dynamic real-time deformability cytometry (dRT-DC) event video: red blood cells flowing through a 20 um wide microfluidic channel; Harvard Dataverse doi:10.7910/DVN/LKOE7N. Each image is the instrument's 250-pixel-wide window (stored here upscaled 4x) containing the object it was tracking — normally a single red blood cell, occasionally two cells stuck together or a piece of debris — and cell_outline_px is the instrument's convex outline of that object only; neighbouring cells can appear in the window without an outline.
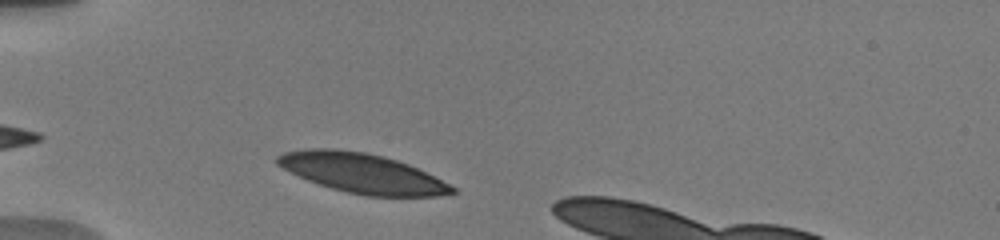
{"species": "human", "species_latin": "Homo sapiens", "temperature_condition": "warm", "stored_images_in_passage": 14, "camera_frame_rate_fps": 3000, "um_per_image_px": 0.085, "donor": {"sex": "male"}, "frame": {"image": 1, "passage_image": 3, "time_ms": 1.0, "image_size_px": [1000, 240], "cell_outline_px": [[456, 192], [436, 196], [364, 196], [332, 188], [308, 180], [276, 164], [276, 156], [284, 152], [304, 148], [332, 148], [364, 152], [396, 160], [408, 164], [456, 188]], "centroid_in_image_um": [30.74, 14.71], "position_along_channel_um": 54.3, "area_um2": 39.71}}
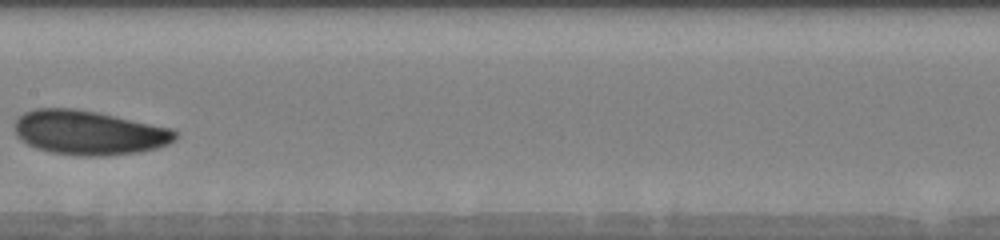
{"frame": {"image": 2, "passage_image": 11, "time_ms": 5.333, "image_size_px": [1000, 240], "cell_outline_px": [[176, 140], [168, 144], [156, 148], [140, 152], [104, 156], [76, 156], [52, 152], [36, 148], [28, 144], [16, 136], [16, 120], [24, 112], [36, 108], [76, 108], [96, 112], [172, 128], [176, 132]], "centroid_in_image_um": [7.57, 11.28], "position_along_channel_um": 199.8, "area_um2": 41.44}}
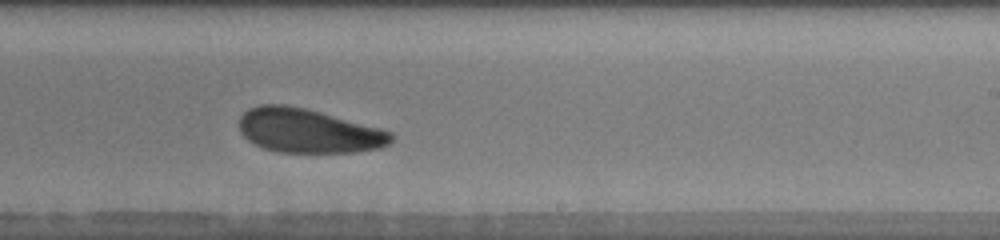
{"frame": {"image": 3, "passage_image": 13, "time_ms": 7.0, "image_size_px": [1000, 240], "cell_outline_px": [[392, 140], [388, 144], [380, 148], [356, 152], [280, 152], [264, 148], [248, 140], [240, 132], [240, 116], [248, 108], [260, 104], [284, 104], [304, 108], [320, 112], [380, 128], [392, 132]], "centroid_in_image_um": [26.19, 11.11], "position_along_channel_um": 262.8, "area_um2": 38.84}}